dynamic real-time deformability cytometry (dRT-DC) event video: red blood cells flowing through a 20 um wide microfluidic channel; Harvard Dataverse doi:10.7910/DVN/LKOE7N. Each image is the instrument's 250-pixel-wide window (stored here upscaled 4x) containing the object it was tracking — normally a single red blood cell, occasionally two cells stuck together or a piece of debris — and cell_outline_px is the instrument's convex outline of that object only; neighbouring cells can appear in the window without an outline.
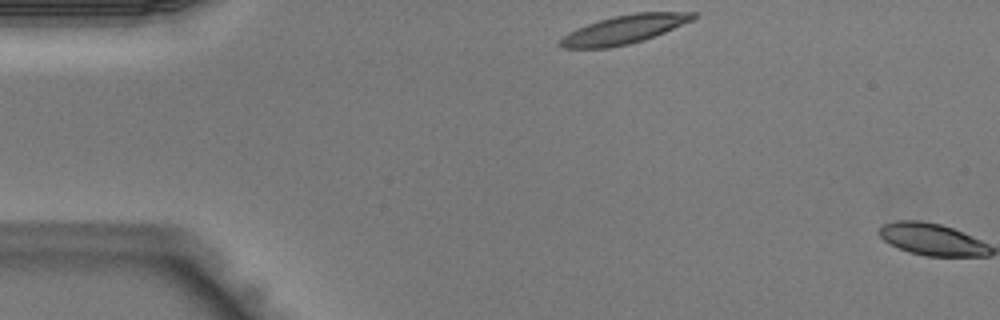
{"species": "Egyptian fruit bat (a non-hibernating species)", "species_latin": "Rousettus aegyptiacus", "temperature_condition": "warm", "stored_images_in_passage": 2, "camera_frame_rate_fps": 3000, "um_per_image_px": 0.085, "animal": {"sex": "male"}, "frame": {"image": 1, "passage_image": 1, "time_ms": 0.0, "image_size_px": [1000, 320], "cell_outline_px": [[700, 16], [692, 20], [664, 32], [644, 40], [628, 44], [608, 48], [564, 48], [560, 44], [560, 40], [564, 36], [576, 28], [612, 16], [636, 12], [696, 12]], "centroid_in_image_um": [53.1, 2.49], "position_along_channel_um": 31.9, "area_um2": 21.96}}